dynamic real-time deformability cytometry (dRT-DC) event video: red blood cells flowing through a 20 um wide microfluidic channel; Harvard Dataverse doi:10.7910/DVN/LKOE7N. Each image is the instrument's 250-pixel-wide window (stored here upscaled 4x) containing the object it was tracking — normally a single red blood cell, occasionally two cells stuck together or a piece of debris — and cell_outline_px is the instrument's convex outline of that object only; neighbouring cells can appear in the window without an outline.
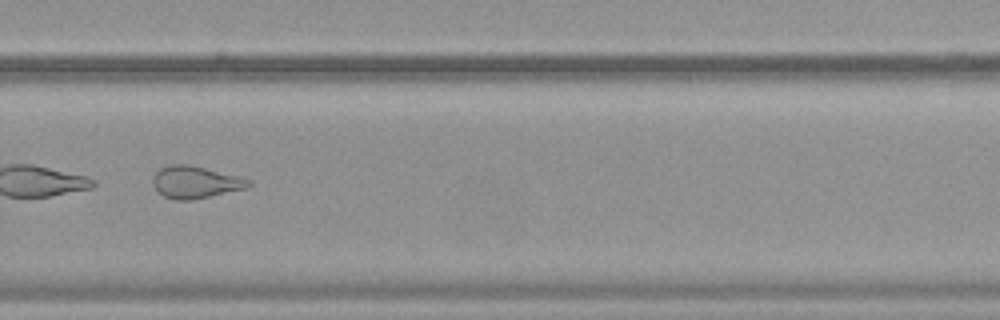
{"species": "common noctule bat (a hibernating species)", "species_latin": "Nyctalus noctula", "temperature_condition": "warm", "stored_images_in_passage": 35, "camera_frame_rate_fps": 3000, "um_per_image_px": 0.085, "animal": {"sex": "female", "body_mass_g": 19.9}, "frame": {"image": 1, "passage_image": 20, "time_ms": 6.333, "image_size_px": [1000, 320], "cell_outline_px": [[252, 184], [248, 188], [192, 200], [176, 200], [164, 196], [152, 184], [152, 176], [160, 168], [172, 164], [188, 164], [252, 180]], "centroid_in_image_um": [16.6, 15.49], "position_along_channel_um": 313.2, "area_um2": 17.8}, "authors_computed_cell_mechanics": {"area_um2": 18.5538, "velocity_mm_per_s": 3.8407, "shape_relaxation_time_tau1_ms": null, "shape_relaxation_time_tau2_ms": 1.6893, "deformation_change_tau1": null, "deformation_change_tau2": 0.0876}}